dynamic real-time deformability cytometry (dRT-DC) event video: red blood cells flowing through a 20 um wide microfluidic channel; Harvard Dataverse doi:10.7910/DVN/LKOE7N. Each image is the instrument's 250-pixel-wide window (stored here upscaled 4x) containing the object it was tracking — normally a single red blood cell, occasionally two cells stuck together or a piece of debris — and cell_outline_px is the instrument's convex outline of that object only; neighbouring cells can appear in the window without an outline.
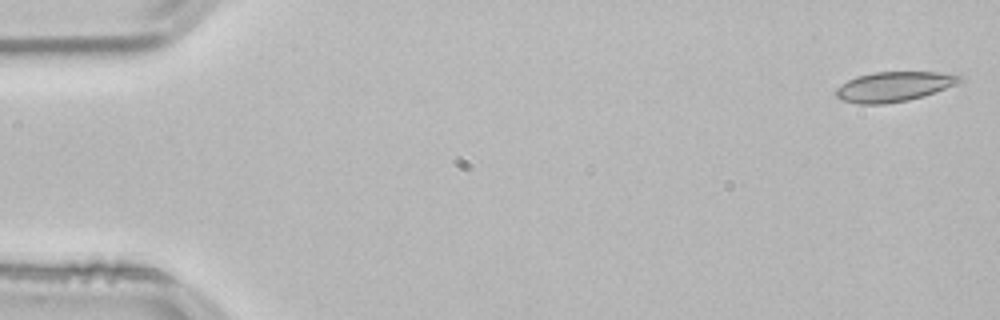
{"species": "common noctule bat (a hibernating species)", "species_latin": "Nyctalus noctula", "temperature_condition": "room temperature", "stored_images_in_passage": 52, "camera_frame_rate_fps": 3000, "um_per_image_px": 0.085, "animal": {"sex": "male", "body_mass_g": 21.5, "forearm_length_mm": 52.0}, "frame": {"image": 1, "passage_image": 1, "time_ms": 0.0, "image_size_px": [1000, 320], "cell_outline_px": [[964, 80], [944, 88], [908, 100], [884, 104], [860, 104], [844, 100], [836, 96], [836, 88], [848, 80], [856, 76], [872, 72], [956, 72], [964, 76]], "centroid_in_image_um": [76.01, 7.33], "position_along_channel_um": 9.0, "area_um2": 21.44}}
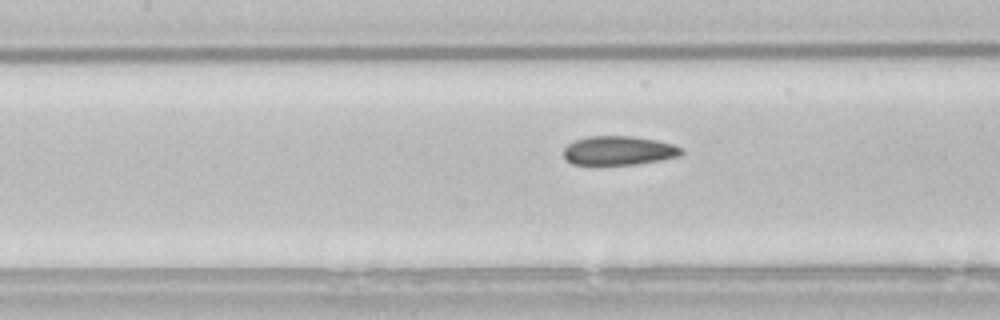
{"frame": {"image": 2, "passage_image": 23, "time_ms": 7.333, "image_size_px": [1000, 320], "cell_outline_px": [[684, 152], [676, 156], [636, 164], [572, 164], [564, 156], [564, 148], [568, 144], [576, 140], [588, 136], [632, 136], [656, 140], [672, 144], [680, 148]], "centroid_in_image_um": [52.55, 12.78], "position_along_channel_um": 154.8, "area_um2": 19.48}}
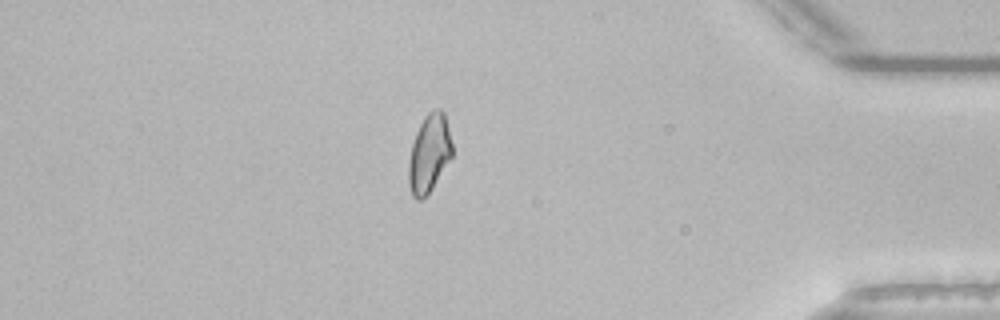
{"frame": {"image": 3, "passage_image": 45, "time_ms": 14.667, "image_size_px": [1000, 320], "cell_outline_px": [[452, 156], [432, 188], [420, 200], [416, 200], [412, 196], [408, 184], [408, 164], [412, 144], [416, 132], [424, 116], [432, 108], [440, 108], [444, 112], [452, 144]], "centroid_in_image_um": [36.47, 13.02], "position_along_channel_um": 398.7, "area_um2": 19.77}, "authors_computed_cell_mechanics": {"area_um2": 20.4034, "velocity_mm_per_s": 3.8476, "shape_relaxation_time_tau1_ms": null, "shape_relaxation_time_tau2_ms": 2.4625, "deformation_change_tau1": null, "deformation_change_tau2": 0.0899}}